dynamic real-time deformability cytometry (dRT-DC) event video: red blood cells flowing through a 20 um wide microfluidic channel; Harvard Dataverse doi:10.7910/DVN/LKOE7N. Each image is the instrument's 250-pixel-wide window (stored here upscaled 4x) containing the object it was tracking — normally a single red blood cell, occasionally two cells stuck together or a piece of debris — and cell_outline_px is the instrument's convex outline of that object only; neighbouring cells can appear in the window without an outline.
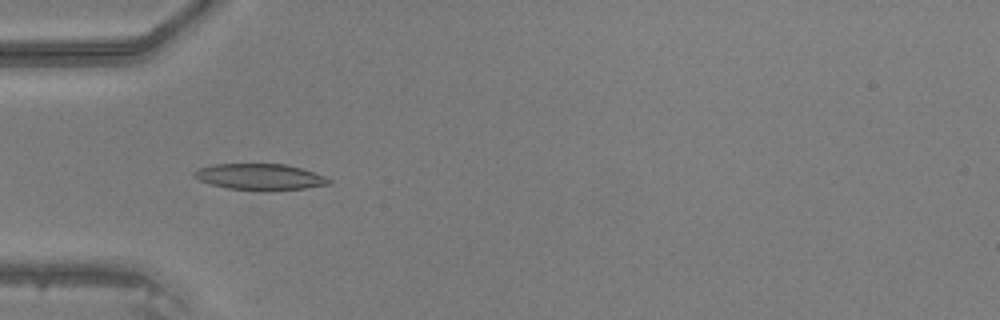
{"species": "common noctule bat (a hibernating species)", "species_latin": "Nyctalus noctula", "temperature_condition": "warm", "stored_images_in_passage": 48, "camera_frame_rate_fps": 3000, "um_per_image_px": 0.085, "animal": {"sex": "male", "body_mass_g": 20.5, "forearm_length_mm": 52.5}, "frame": {"image": 1, "passage_image": 16, "time_ms": 5.0, "image_size_px": [1000, 320], "cell_outline_px": [[332, 184], [304, 188], [260, 192], [228, 188], [212, 184], [200, 180], [192, 176], [192, 172], [200, 168], [212, 164], [284, 164], [300, 168], [324, 176], [332, 180]], "centroid_in_image_um": [22.09, 15.05], "position_along_channel_um": 62.9, "area_um2": 20.69}}
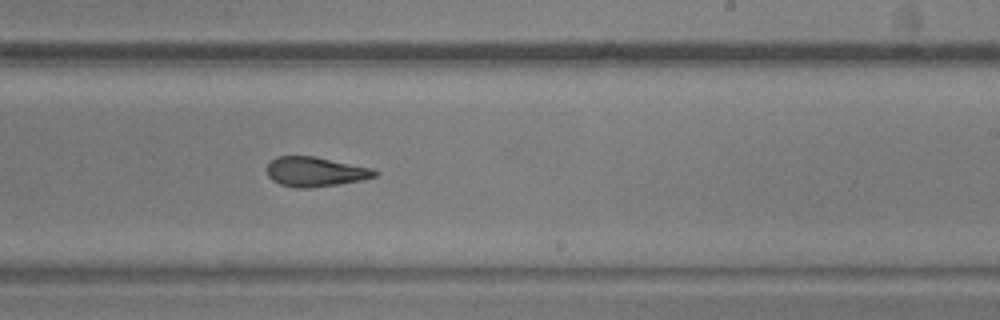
{"frame": {"image": 2, "passage_image": 30, "time_ms": 9.667, "image_size_px": [1000, 320], "cell_outline_px": [[380, 172], [376, 176], [364, 180], [340, 184], [312, 188], [296, 188], [280, 184], [272, 180], [268, 176], [268, 164], [276, 156], [316, 156], [372, 168]], "centroid_in_image_um": [26.84, 14.6], "position_along_channel_um": 262.2, "area_um2": 18.84}}
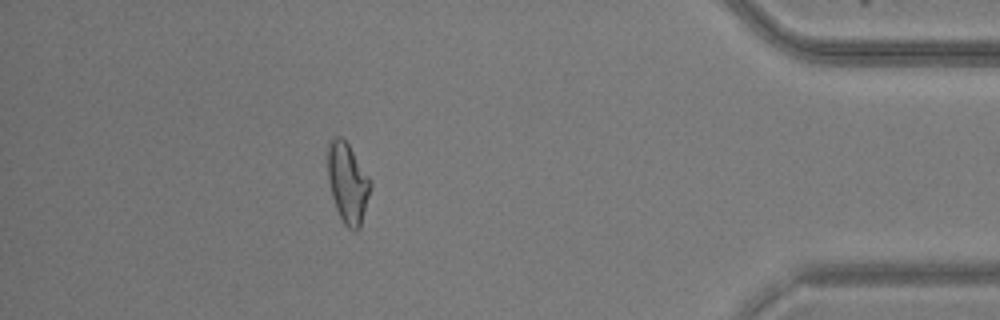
{"frame": {"image": 3, "passage_image": 43, "time_ms": 14.0, "image_size_px": [1000, 320], "cell_outline_px": [[372, 184], [360, 228], [356, 232], [352, 232], [344, 224], [336, 208], [332, 196], [328, 180], [328, 140], [332, 136], [340, 136], [348, 144], [372, 180]], "centroid_in_image_um": [29.56, 15.55], "position_along_channel_um": 405.6, "area_um2": 20.11}}